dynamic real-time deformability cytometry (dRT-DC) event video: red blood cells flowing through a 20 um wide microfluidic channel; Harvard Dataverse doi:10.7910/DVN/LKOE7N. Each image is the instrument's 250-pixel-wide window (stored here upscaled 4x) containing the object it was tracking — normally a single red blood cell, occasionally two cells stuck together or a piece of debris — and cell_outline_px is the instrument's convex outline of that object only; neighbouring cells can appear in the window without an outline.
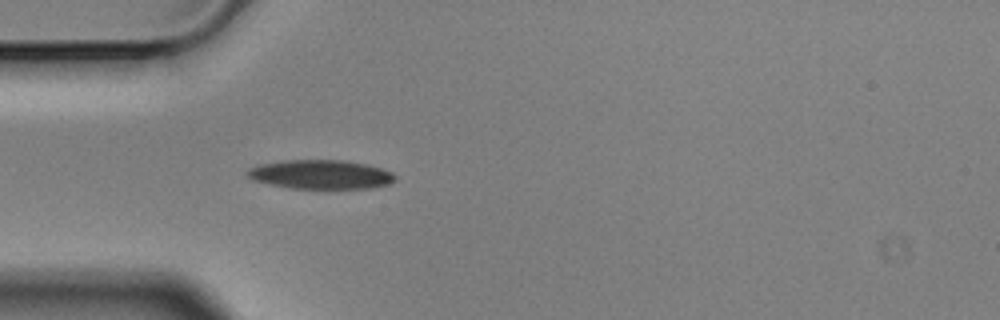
{"species": "Egyptian fruit bat (a non-hibernating species)", "species_latin": "Rousettus aegyptiacus", "temperature_condition": "cold", "stored_images_in_passage": 5, "camera_frame_rate_fps": 3000, "um_per_image_px": 0.085, "animal": {"sex": "male"}, "frame": {"image": 1, "passage_image": 5, "time_ms": 1.333, "image_size_px": [1000, 320], "cell_outline_px": [[396, 180], [388, 184], [368, 188], [292, 188], [252, 180], [244, 172], [248, 168], [260, 164], [284, 160], [344, 160], [368, 164], [392, 172], [396, 176]], "centroid_in_image_um": [27.25, 14.81], "position_along_channel_um": 57.7, "area_um2": 24.97}}